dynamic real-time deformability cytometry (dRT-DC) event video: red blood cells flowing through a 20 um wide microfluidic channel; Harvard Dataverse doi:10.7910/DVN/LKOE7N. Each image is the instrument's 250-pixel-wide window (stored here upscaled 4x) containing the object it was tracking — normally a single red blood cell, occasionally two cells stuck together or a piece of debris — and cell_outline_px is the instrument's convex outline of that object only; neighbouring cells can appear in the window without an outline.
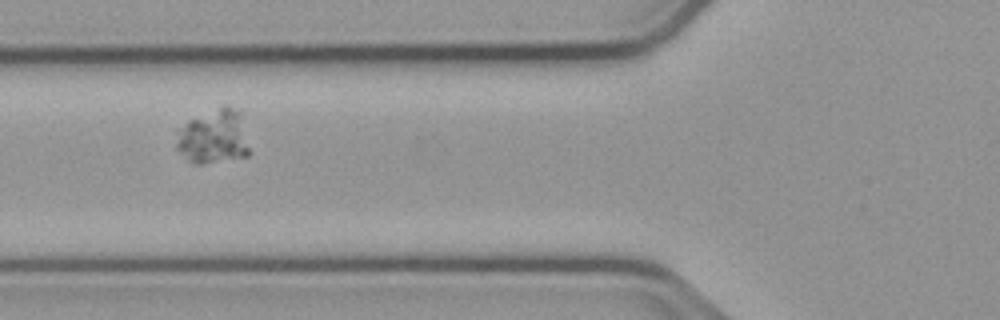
{"species": "common noctule bat (a hibernating species)", "species_latin": "Nyctalus noctula", "temperature_condition": "cold", "stored_images_in_passage": 40, "segment_of_instrument_passage": [1, 2], "camera_frame_rate_fps": 3000, "um_per_image_px": 0.085, "animal": {"sex": "male", "body_mass_g": 23.1, "forearm_length_mm": 52.7}, "frame": {"image": 1, "passage_image": 8, "time_ms": 2.333, "image_size_px": [1000, 320], "cell_outline_px": [[248, 156], [200, 164], [196, 164], [188, 160], [176, 148], [176, 144], [188, 120], [224, 104], [240, 108], [248, 148]], "centroid_in_image_um": [18.21, 11.59], "position_along_channel_um": 107.6, "area_um2": 22.72}}
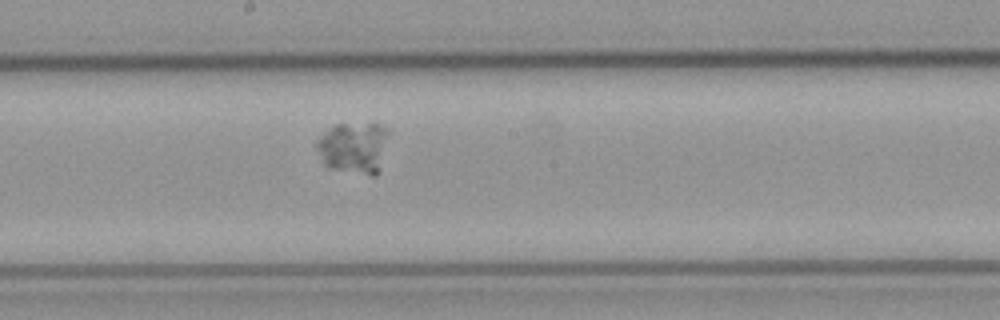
{"frame": {"image": 2, "passage_image": 17, "time_ms": 5.333, "image_size_px": [1000, 320], "cell_outline_px": [[388, 132], [380, 172], [376, 176], [372, 176], [328, 168], [324, 164], [316, 148], [316, 140], [328, 128], [336, 124], [372, 120], [388, 128]], "centroid_in_image_um": [30.08, 12.51], "position_along_channel_um": 218.1, "area_um2": 22.43}}
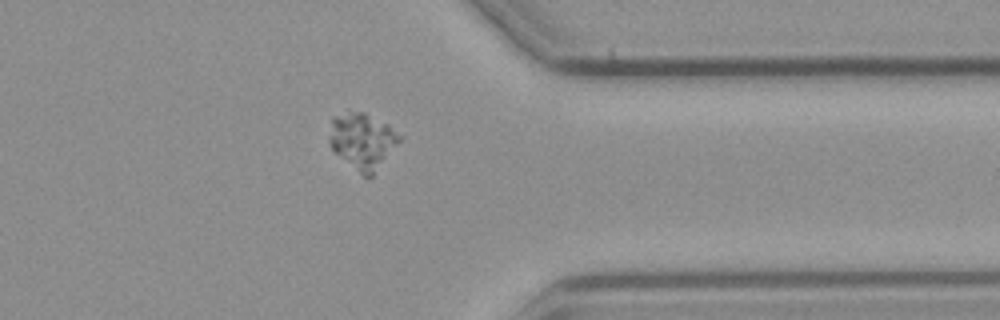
{"frame": {"image": 3, "passage_image": 31, "time_ms": 10.0, "image_size_px": [1000, 320], "cell_outline_px": [[400, 140], [372, 176], [368, 180], [336, 152], [328, 144], [328, 140], [332, 120], [336, 116], [348, 108], [364, 112], [388, 124], [400, 136]], "centroid_in_image_um": [30.78, 11.93], "position_along_channel_um": 380.6, "area_um2": 22.72}}